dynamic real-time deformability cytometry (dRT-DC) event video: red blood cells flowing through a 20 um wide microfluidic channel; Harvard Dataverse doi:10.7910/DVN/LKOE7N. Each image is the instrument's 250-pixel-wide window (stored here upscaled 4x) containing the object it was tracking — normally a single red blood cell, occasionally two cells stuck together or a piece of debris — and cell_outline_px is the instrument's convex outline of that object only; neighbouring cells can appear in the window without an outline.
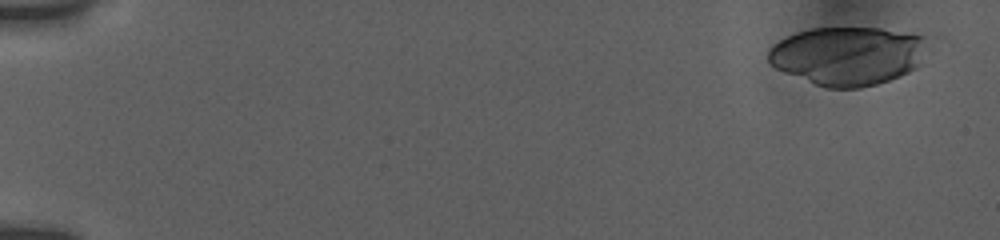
{"species": "human", "species_latin": "Homo sapiens", "temperature_condition": "room temperature", "stored_images_in_passage": 58, "camera_frame_rate_fps": 3000, "um_per_image_px": 0.085, "donor": {"sex": "female"}, "frame": {"image": 1, "passage_image": 4, "time_ms": 1.0, "image_size_px": [1000, 240], "cell_outline_px": [[928, 36], [916, 68], [908, 72], [888, 80], [876, 84], [860, 88], [824, 88], [784, 72], [776, 68], [768, 60], [768, 48], [772, 44], [796, 32], [812, 28], [880, 28]], "centroid_in_image_um": [72.02, 4.74], "position_along_channel_um": 13.0, "area_um2": 54.1}}